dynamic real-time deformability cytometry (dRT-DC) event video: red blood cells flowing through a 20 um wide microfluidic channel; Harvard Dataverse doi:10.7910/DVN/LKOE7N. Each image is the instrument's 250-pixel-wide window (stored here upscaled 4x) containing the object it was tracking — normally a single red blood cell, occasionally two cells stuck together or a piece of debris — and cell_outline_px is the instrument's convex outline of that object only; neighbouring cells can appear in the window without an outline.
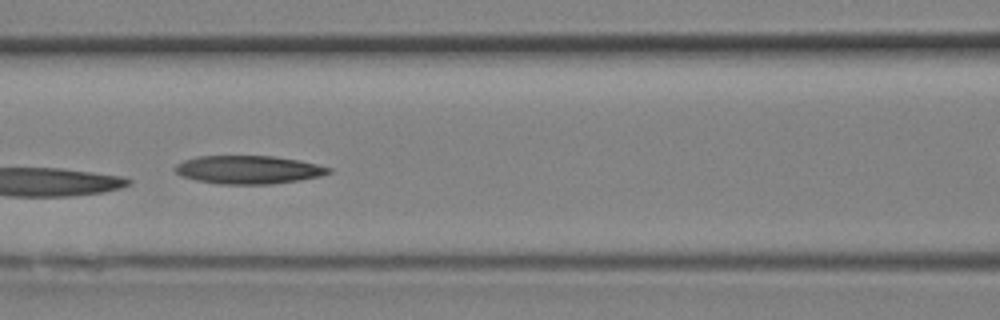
{"species": "Egyptian fruit bat (a non-hibernating species)", "species_latin": "Rousettus aegyptiacus", "temperature_condition": "room temperature", "stored_images_in_passage": 25, "camera_frame_rate_fps": 3000, "um_per_image_px": 0.085, "animal": {"sex": "female"}, "frame": {"image": 1, "passage_image": 11, "time_ms": 3.333, "image_size_px": [1000, 320], "cell_outline_px": [[332, 172], [320, 176], [300, 180], [272, 184], [220, 184], [196, 180], [180, 176], [176, 172], [176, 164], [184, 160], [196, 156], [272, 156], [300, 160], [332, 168]], "centroid_in_image_um": [21.12, 14.42], "position_along_channel_um": 145.5, "area_um2": 25.32}}
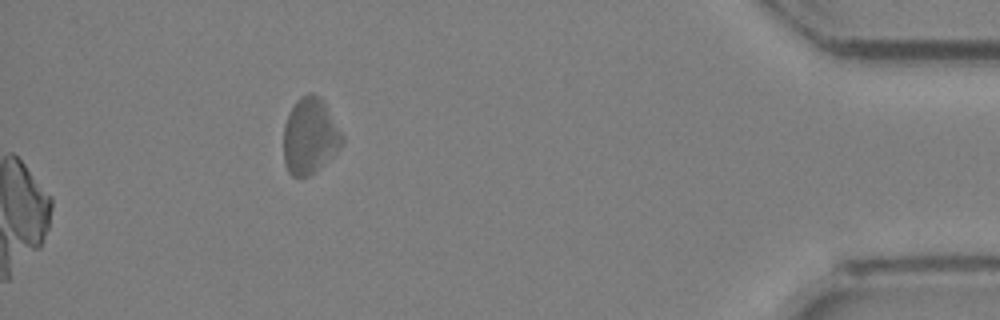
{"frame": {"image": 2, "passage_image": 25, "time_ms": 8.0, "image_size_px": [1000, 320], "cell_outline_px": [[344, 144], [316, 172], [308, 176], [292, 176], [288, 172], [284, 160], [284, 124], [296, 100], [300, 96], [308, 92], [312, 92], [320, 96], [324, 100], [344, 136]], "centroid_in_image_um": [26.37, 11.54], "position_along_channel_um": 408.8, "area_um2": 26.24}}